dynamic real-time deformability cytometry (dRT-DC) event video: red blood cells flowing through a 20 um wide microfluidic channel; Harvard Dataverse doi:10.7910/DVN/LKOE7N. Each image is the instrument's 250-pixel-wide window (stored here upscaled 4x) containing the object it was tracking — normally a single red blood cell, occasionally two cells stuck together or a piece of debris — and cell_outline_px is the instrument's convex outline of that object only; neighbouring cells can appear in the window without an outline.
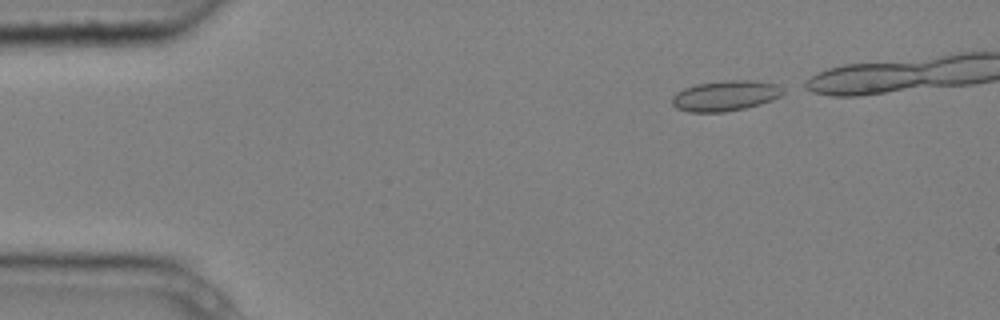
{"species": "common noctule bat (a hibernating species)", "species_latin": "Nyctalus noctula", "temperature_condition": "cold", "stored_images_in_passage": 4, "camera_frame_rate_fps": 3000, "um_per_image_px": 0.085, "animal": {"sex": "male", "body_mass_g": 20.4}, "frame": {"image": 1, "passage_image": 1, "time_ms": 0.0, "image_size_px": [1000, 320], "cell_outline_px": [[784, 92], [780, 96], [772, 100], [760, 104], [744, 108], [724, 112], [688, 112], [676, 108], [672, 104], [672, 96], [676, 92], [684, 88], [696, 84], [728, 80], [748, 80], [776, 84], [784, 88]], "centroid_in_image_um": [61.63, 8.14], "position_along_channel_um": 23.4, "area_um2": 19.65}}